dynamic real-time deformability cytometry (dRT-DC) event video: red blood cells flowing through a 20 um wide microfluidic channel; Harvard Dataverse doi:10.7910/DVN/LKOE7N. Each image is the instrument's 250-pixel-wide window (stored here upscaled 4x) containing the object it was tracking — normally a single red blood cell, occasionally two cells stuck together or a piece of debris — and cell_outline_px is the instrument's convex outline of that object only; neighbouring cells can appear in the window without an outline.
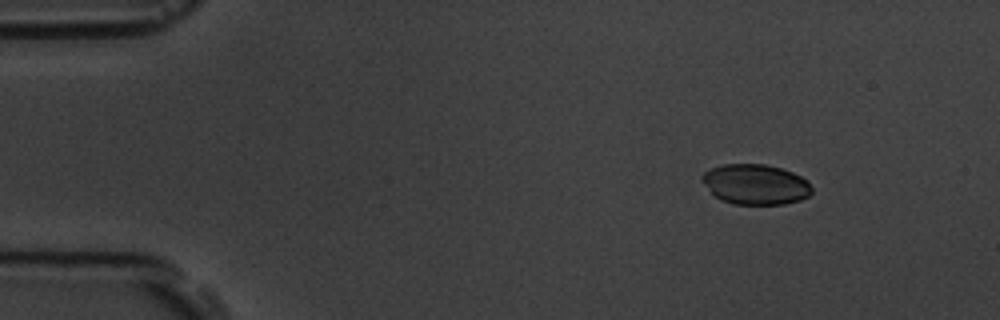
{"species": "common noctule bat (a hibernating species)", "species_latin": "Nyctalus noctula", "temperature_condition": "room temperature", "stored_images_in_passage": 4, "camera_frame_rate_fps": 3000, "um_per_image_px": 0.085, "animal": {"sex": "male", "body_mass_g": 19.5, "forearm_length_mm": 54.6}, "frame": {"image": 1, "passage_image": 1, "time_ms": 0.0, "image_size_px": [1000, 320], "cell_outline_px": [[812, 192], [808, 196], [800, 200], [784, 204], [732, 204], [720, 200], [712, 192], [700, 176], [704, 172], [712, 168], [724, 164], [764, 164], [780, 168], [792, 172], [808, 180], [812, 188]], "centroid_in_image_um": [64.25, 15.67], "position_along_channel_um": 20.8, "area_um2": 25.61}}
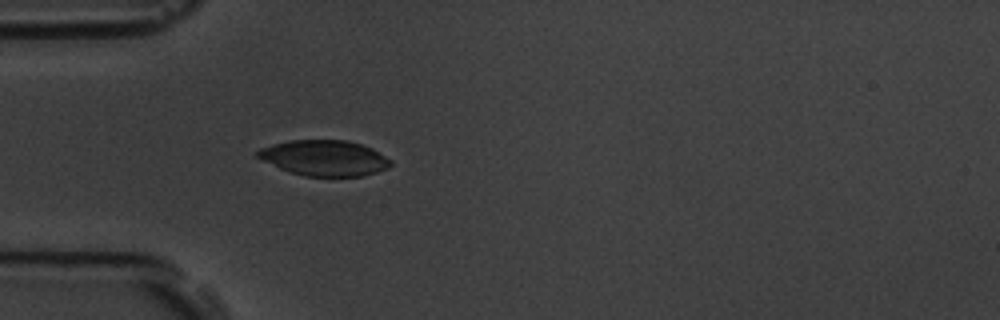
{"frame": {"image": 2, "passage_image": 4, "time_ms": 3.333, "image_size_px": [1000, 320], "cell_outline_px": [[392, 164], [388, 168], [376, 172], [360, 176], [304, 176], [280, 168], [256, 156], [256, 152], [260, 148], [272, 144], [288, 140], [348, 140], [372, 148], [392, 160]], "centroid_in_image_um": [27.59, 13.42], "position_along_channel_um": 57.4, "area_um2": 27.46}}